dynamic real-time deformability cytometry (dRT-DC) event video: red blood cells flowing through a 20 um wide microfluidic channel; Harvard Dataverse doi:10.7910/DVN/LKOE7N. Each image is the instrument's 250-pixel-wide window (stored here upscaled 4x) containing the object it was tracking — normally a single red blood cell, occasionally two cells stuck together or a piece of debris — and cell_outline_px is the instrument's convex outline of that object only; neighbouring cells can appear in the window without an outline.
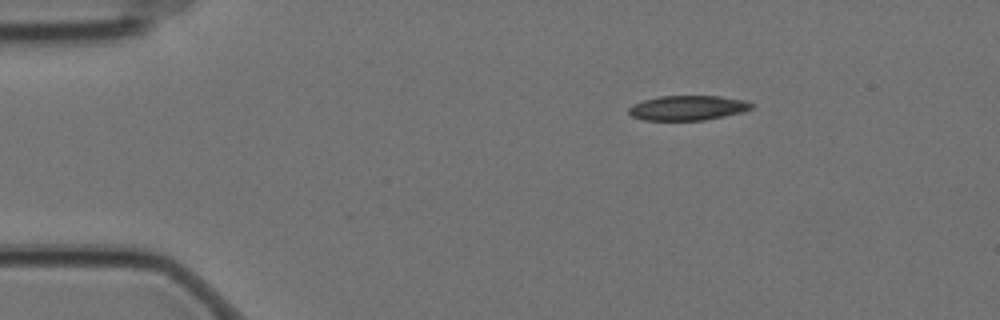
{"species": "Egyptian fruit bat (a non-hibernating species)", "species_latin": "Rousettus aegyptiacus", "temperature_condition": "cold", "stored_images_in_passage": 3, "camera_frame_rate_fps": 3000, "um_per_image_px": 0.085, "animal": {"sex": "female"}, "frame": {"image": 1, "passage_image": 1, "time_ms": 0.0, "image_size_px": [1000, 320], "cell_outline_px": [[756, 104], [752, 108], [740, 112], [724, 116], [704, 120], [644, 120], [632, 116], [628, 112], [628, 108], [644, 100], [660, 96], [720, 96], [748, 100]], "centroid_in_image_um": [58.51, 9.16], "position_along_channel_um": 26.5, "area_um2": 17.69}}
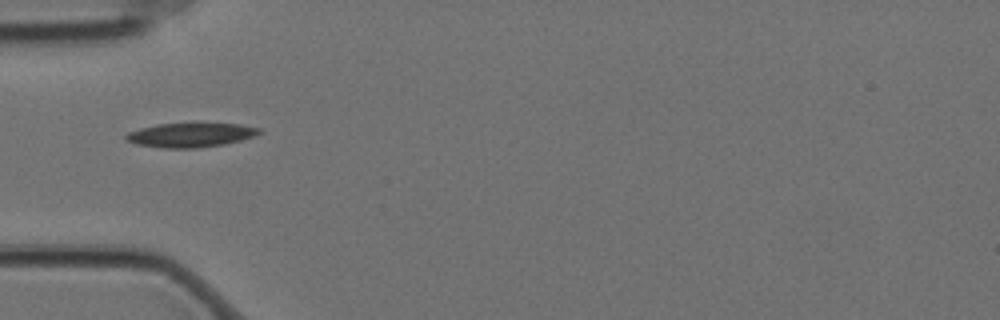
{"frame": {"image": 2, "passage_image": 3, "time_ms": 0.667, "image_size_px": [1000, 320], "cell_outline_px": [[260, 132], [256, 136], [224, 144], [196, 148], [160, 148], [136, 144], [124, 140], [124, 136], [128, 132], [140, 128], [156, 124], [240, 124], [260, 128]], "centroid_in_image_um": [16.15, 11.48], "position_along_channel_um": 68.9, "area_um2": 18.73}}